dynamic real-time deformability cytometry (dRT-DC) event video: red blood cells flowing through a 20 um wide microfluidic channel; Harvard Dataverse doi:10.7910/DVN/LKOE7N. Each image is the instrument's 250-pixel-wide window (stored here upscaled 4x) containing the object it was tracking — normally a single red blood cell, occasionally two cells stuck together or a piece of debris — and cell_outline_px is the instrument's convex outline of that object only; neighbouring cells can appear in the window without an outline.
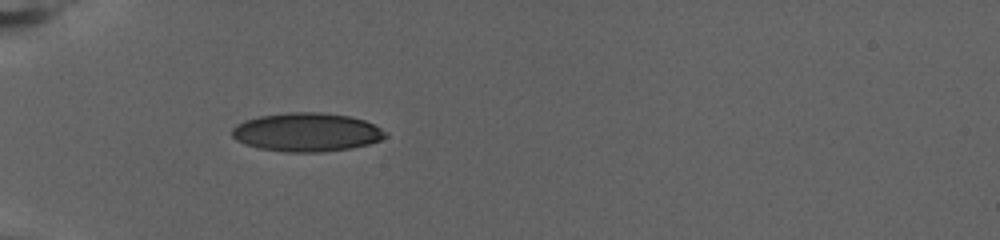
{"species": "human", "species_latin": "Homo sapiens", "temperature_condition": "warm", "stored_images_in_passage": 51, "camera_frame_rate_fps": 3000, "um_per_image_px": 0.085, "donor": {"sex": "female"}, "frame": {"image": 1, "passage_image": 1, "time_ms": 0.0, "image_size_px": [1000, 240], "cell_outline_px": [[388, 136], [380, 140], [368, 144], [352, 148], [320, 152], [284, 152], [260, 148], [244, 144], [236, 140], [232, 136], [232, 128], [236, 124], [244, 120], [260, 116], [288, 112], [316, 112], [348, 116], [364, 120], [388, 132]], "centroid_in_image_um": [26.06, 11.24], "position_along_channel_um": 58.9, "area_um2": 34.56}}
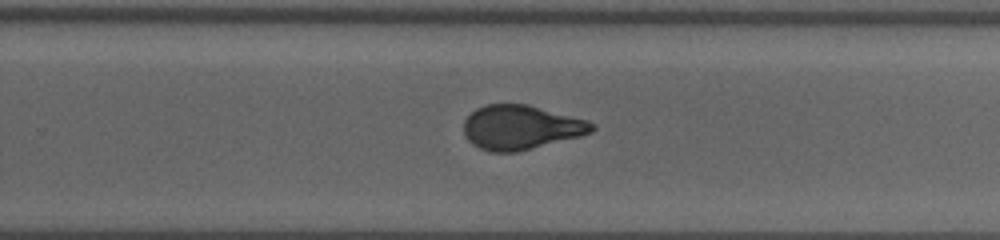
{"frame": {"image": 2, "passage_image": 27, "time_ms": 8.667, "image_size_px": [1000, 240], "cell_outline_px": [[596, 128], [592, 132], [580, 136], [516, 152], [492, 152], [480, 148], [472, 144], [468, 140], [464, 132], [464, 120], [476, 108], [484, 104], [528, 104], [588, 120], [596, 124]], "centroid_in_image_um": [44.29, 10.81], "position_along_channel_um": 285.5, "area_um2": 33.12}}
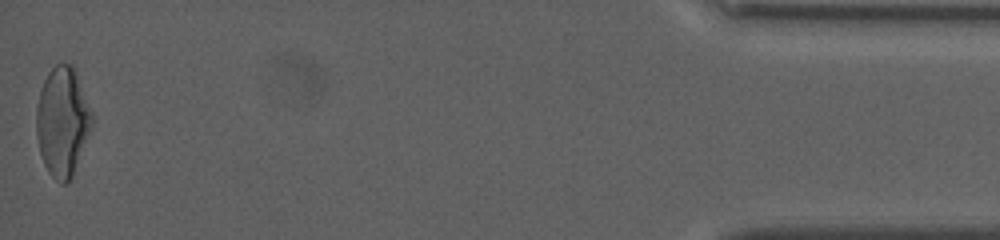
{"frame": {"image": 3, "passage_image": 51, "time_ms": 16.667, "image_size_px": [1000, 240], "cell_outline_px": [[92, 128], [72, 176], [64, 184], [60, 184], [48, 172], [44, 164], [40, 152], [36, 132], [36, 108], [40, 92], [44, 80], [48, 72], [56, 64], [72, 64], [92, 112]], "centroid_in_image_um": [5.3, 10.35], "position_along_channel_um": 429.9, "area_um2": 35.03}, "authors_computed_cell_mechanics": {"area_um2": 33.9286, "velocity_mm_per_s": 2.7929, "shape_relaxation_time_tau1_ms": null, "shape_relaxation_time_tau2_ms": 1.098, "deformation_change_tau1": null, "deformation_change_tau2": 0.0724}}